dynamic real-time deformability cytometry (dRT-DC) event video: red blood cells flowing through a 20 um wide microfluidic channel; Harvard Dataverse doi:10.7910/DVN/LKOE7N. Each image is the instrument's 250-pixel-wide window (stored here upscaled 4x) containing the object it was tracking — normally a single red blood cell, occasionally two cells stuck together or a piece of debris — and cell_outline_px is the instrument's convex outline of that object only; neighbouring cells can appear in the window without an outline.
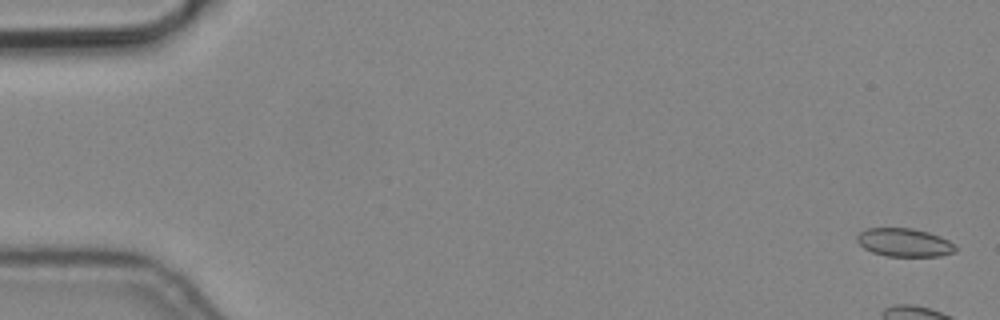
{"species": "common noctule bat (a hibernating species)", "species_latin": "Nyctalus noctula", "temperature_condition": "cold", "stored_images_in_passage": 5, "camera_frame_rate_fps": 3000, "um_per_image_px": 0.085, "animal": {"sex": "male", "body_mass_g": 19.2, "forearm_length_mm": 51.8}, "frame": {"image": 1, "passage_image": 1, "time_ms": 0.0, "image_size_px": [1000, 320], "cell_outline_px": [[956, 252], [940, 256], [888, 256], [872, 252], [864, 248], [856, 240], [856, 236], [860, 232], [868, 228], [912, 228], [928, 232], [940, 236], [956, 244]], "centroid_in_image_um": [76.89, 20.61], "position_along_channel_um": 8.1, "area_um2": 16.3}}